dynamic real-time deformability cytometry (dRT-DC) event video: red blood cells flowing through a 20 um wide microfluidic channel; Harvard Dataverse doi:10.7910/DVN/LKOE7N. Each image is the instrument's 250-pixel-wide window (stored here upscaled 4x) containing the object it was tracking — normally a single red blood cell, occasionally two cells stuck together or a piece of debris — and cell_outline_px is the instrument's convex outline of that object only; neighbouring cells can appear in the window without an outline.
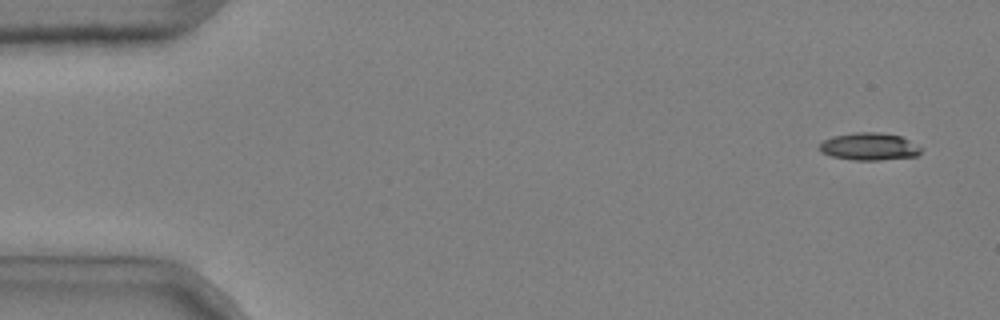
{"species": "common noctule bat (a hibernating species)", "species_latin": "Nyctalus noctula", "temperature_condition": "cold", "stored_images_in_passage": 7, "camera_frame_rate_fps": 3000, "um_per_image_px": 0.085, "animal": {"sex": "male", "body_mass_g": 20.4}, "frame": {"image": 1, "passage_image": 1, "time_ms": 0.0, "image_size_px": [1000, 320], "cell_outline_px": [[920, 152], [916, 156], [880, 160], [856, 160], [832, 156], [820, 152], [820, 144], [824, 140], [832, 136], [856, 132], [880, 132], [900, 136], [908, 140], [920, 148]], "centroid_in_image_um": [73.85, 12.45], "position_along_channel_um": 11.1, "area_um2": 16.01}}
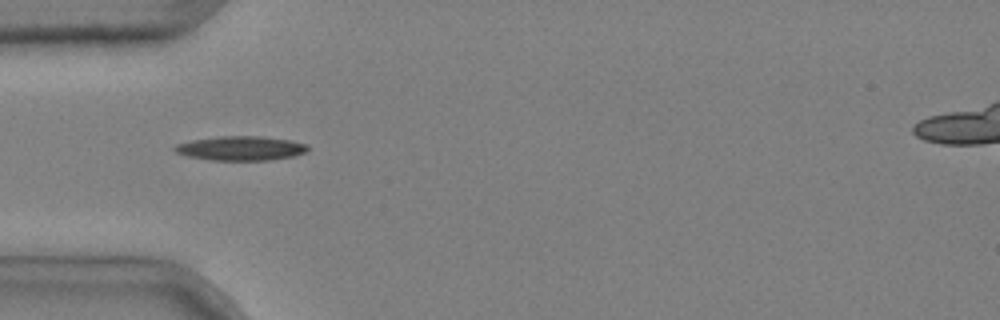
{"frame": {"image": 2, "passage_image": 5, "time_ms": 1.333, "image_size_px": [1000, 320], "cell_outline_px": [[308, 148], [304, 152], [292, 156], [268, 160], [208, 160], [188, 156], [176, 152], [172, 148], [176, 144], [192, 140], [220, 136], [260, 136], [288, 140], [308, 144]], "centroid_in_image_um": [20.42, 12.6], "position_along_channel_um": 64.6, "area_um2": 18.67}}